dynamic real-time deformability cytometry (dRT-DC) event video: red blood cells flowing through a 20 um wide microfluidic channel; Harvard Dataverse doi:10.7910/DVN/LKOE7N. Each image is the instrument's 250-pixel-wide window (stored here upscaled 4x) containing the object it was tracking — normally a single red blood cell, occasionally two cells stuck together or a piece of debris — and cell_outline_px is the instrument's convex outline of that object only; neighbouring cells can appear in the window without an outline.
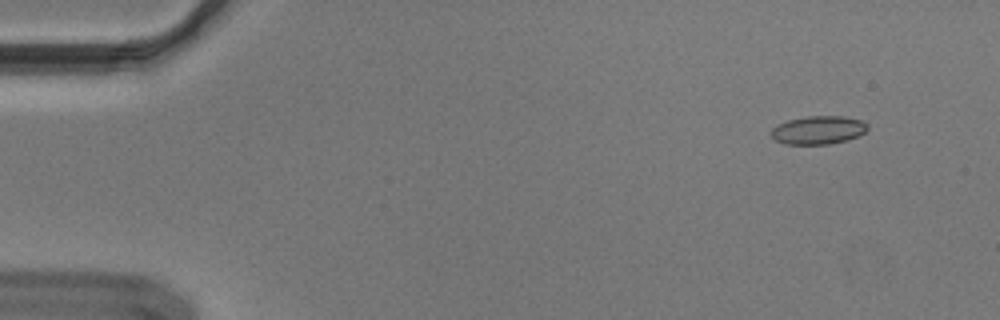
{"species": "Egyptian fruit bat (a non-hibernating species)", "species_latin": "Rousettus aegyptiacus", "temperature_condition": "cold", "stored_images_in_passage": 51, "camera_frame_rate_fps": 3000, "um_per_image_px": 0.085, "animal": {"sex": "male"}, "frame": {"image": 1, "passage_image": 1, "time_ms": 0.0, "image_size_px": [1000, 320], "cell_outline_px": [[868, 128], [864, 132], [848, 140], [828, 144], [784, 144], [776, 140], [772, 136], [772, 128], [776, 124], [788, 120], [808, 116], [844, 116], [860, 120], [868, 124]], "centroid_in_image_um": [69.54, 11.05], "position_along_channel_um": 15.5, "area_um2": 15.84}}
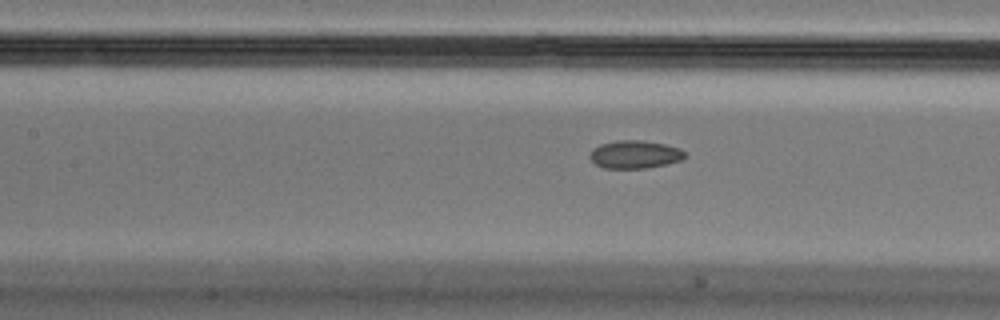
{"frame": {"image": 2, "passage_image": 21, "time_ms": 6.667, "image_size_px": [1000, 320], "cell_outline_px": [[688, 156], [684, 160], [668, 164], [644, 168], [604, 168], [596, 164], [588, 156], [592, 148], [600, 144], [616, 140], [640, 140], [664, 144], [680, 148]], "centroid_in_image_um": [53.98, 13.12], "position_along_channel_um": 153.4, "area_um2": 15.66}}
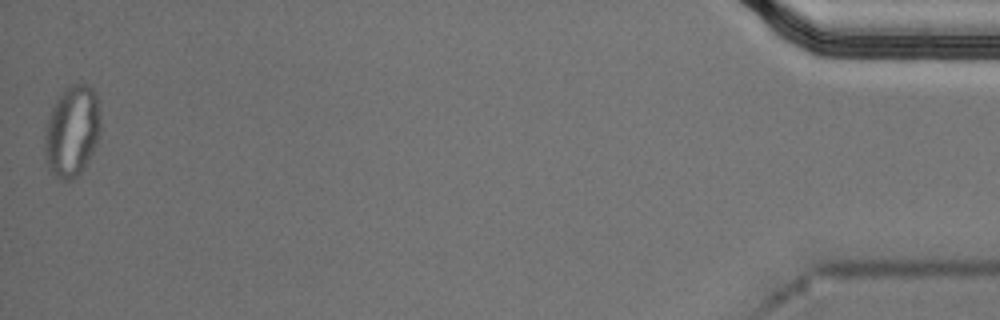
{"frame": {"image": 3, "passage_image": 51, "time_ms": 16.667, "image_size_px": [1000, 320], "cell_outline_px": [[100, 136], [84, 168], [76, 180], [60, 180], [48, 168], [44, 148], [44, 136], [48, 120], [52, 108], [56, 100], [72, 84], [88, 84], [96, 92], [100, 120]], "centroid_in_image_um": [6.14, 11.19], "position_along_channel_um": 429.1, "area_um2": 29.59}, "authors_computed_cell_mechanics": {"area_um2": 15.9528, "velocity_mm_per_s": 3.6526, "shape_relaxation_time_tau1_ms": null, "shape_relaxation_time_tau2_ms": 2.1627, "deformation_change_tau1": null, "deformation_change_tau2": 0.0561}}